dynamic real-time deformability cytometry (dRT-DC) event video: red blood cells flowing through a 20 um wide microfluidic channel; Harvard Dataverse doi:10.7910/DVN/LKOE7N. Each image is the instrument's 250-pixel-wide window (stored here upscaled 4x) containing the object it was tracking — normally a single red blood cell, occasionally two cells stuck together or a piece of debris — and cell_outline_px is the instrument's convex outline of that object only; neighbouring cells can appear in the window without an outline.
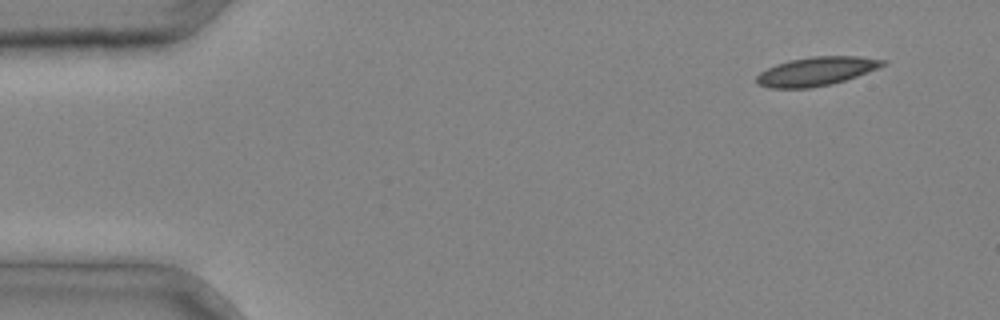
{"species": "common noctule bat (a hibernating species)", "species_latin": "Nyctalus noctula", "temperature_condition": "cold", "stored_images_in_passage": 2, "camera_frame_rate_fps": 3000, "um_per_image_px": 0.085, "animal": {"sex": "male", "body_mass_g": 20.4}, "frame": {"image": 1, "passage_image": 1, "time_ms": 0.0, "image_size_px": [1000, 320], "cell_outline_px": [[888, 64], [856, 76], [832, 84], [808, 88], [768, 88], [756, 84], [756, 76], [760, 72], [776, 64], [788, 60], [812, 56], [856, 56], [888, 60]], "centroid_in_image_um": [69.37, 6.06], "position_along_channel_um": 15.6, "area_um2": 21.21}}